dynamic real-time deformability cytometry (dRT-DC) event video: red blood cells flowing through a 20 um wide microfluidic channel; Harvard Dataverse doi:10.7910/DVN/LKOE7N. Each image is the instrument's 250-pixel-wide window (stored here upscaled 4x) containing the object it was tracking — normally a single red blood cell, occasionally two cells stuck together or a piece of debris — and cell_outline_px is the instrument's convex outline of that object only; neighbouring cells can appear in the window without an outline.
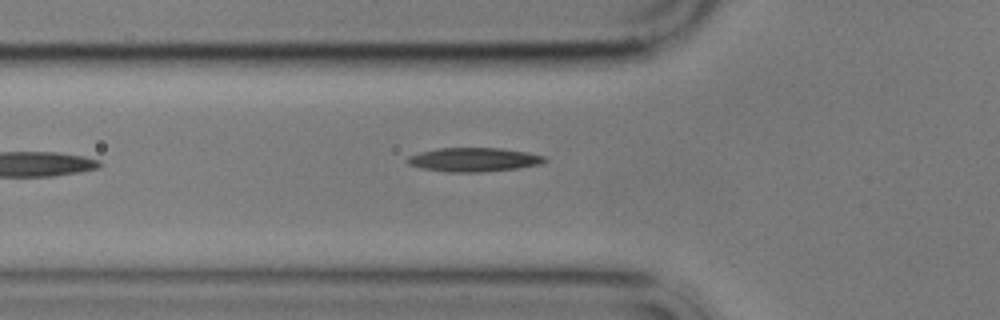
{"species": "common noctule bat (a hibernating species)", "species_latin": "Nyctalus noctula", "temperature_condition": "cold", "stored_images_in_passage": 5, "camera_frame_rate_fps": 3000, "um_per_image_px": 0.085, "animal": {"sex": "male", "body_mass_g": 17.9}, "frame": {"image": 1, "passage_image": 5, "time_ms": 5.333, "image_size_px": [1000, 320], "cell_outline_px": [[548, 160], [540, 164], [516, 168], [480, 172], [448, 172], [420, 168], [408, 164], [404, 160], [408, 156], [420, 152], [436, 148], [504, 148], [528, 152], [544, 156]], "centroid_in_image_um": [40.24, 13.56], "position_along_channel_um": 85.6, "area_um2": 19.25}}